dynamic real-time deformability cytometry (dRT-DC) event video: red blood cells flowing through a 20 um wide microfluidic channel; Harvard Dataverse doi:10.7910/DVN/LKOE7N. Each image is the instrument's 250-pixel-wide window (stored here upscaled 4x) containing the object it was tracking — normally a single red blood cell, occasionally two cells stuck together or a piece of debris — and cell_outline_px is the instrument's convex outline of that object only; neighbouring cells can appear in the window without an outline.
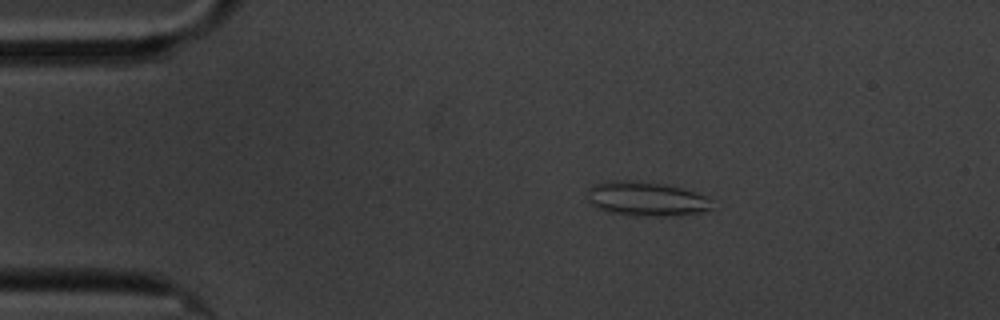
{"species": "common noctule bat (a hibernating species)", "species_latin": "Nyctalus noctula", "temperature_condition": "cold", "stored_images_in_passage": 14, "camera_frame_rate_fps": 3000, "um_per_image_px": 0.085, "animal": {"sex": "male", "body_mass_g": 20.1, "forearm_length_mm": 53.5}, "frame": {"image": 1, "passage_image": 2, "time_ms": 1.667, "image_size_px": [1000, 320], "cell_outline_px": [[712, 208], [700, 212], [680, 216], [632, 216], [604, 212], [588, 204], [588, 188], [592, 184], [608, 180], [632, 180], [660, 184], [680, 188], [704, 196], [708, 200]], "centroid_in_image_um": [54.8, 16.92], "position_along_channel_um": 30.2, "area_um2": 25.14}}
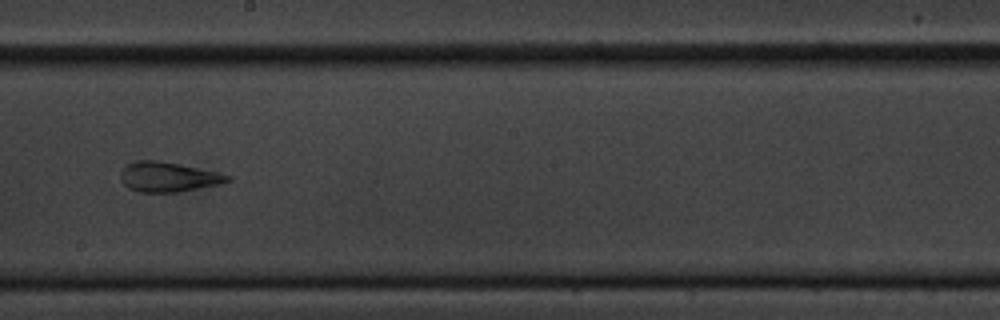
{"frame": {"image": 2, "passage_image": 8, "time_ms": 9.0, "image_size_px": [1000, 320], "cell_outline_px": [[232, 180], [220, 184], [176, 192], [140, 192], [128, 188], [120, 180], [120, 172], [128, 164], [136, 160], [156, 160], [220, 172], [232, 176]], "centroid_in_image_um": [14.3, 15.04], "position_along_channel_um": 233.9, "area_um2": 18.55}}
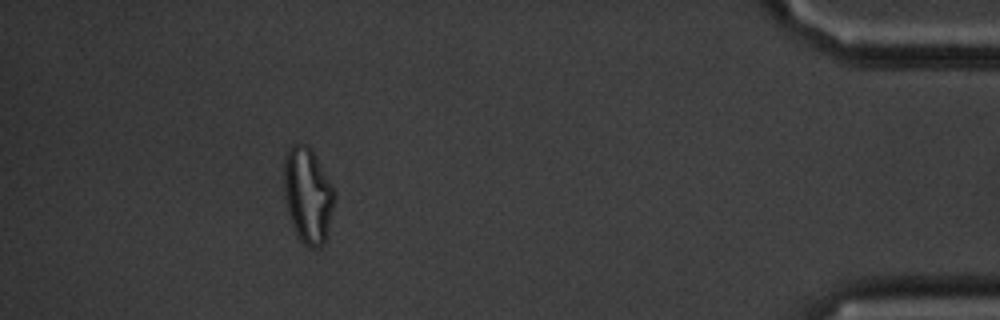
{"frame": {"image": 3, "passage_image": 13, "time_ms": 15.667, "image_size_px": [1000, 320], "cell_outline_px": [[336, 196], [324, 244], [320, 248], [308, 248], [300, 240], [296, 232], [284, 200], [284, 156], [292, 144], [304, 144], [312, 148], [336, 192]], "centroid_in_image_um": [26.17, 16.58], "position_along_channel_um": 409.0, "area_um2": 28.26}, "authors_computed_cell_mechanics": {"area_um2": 21.5594, "velocity_mm_per_s": 3.4584, "shape_relaxation_time_tau1_ms": null, "shape_relaxation_time_tau2_ms": 1.5864, "deformation_change_tau1": null, "deformation_change_tau2": 0.0978}}